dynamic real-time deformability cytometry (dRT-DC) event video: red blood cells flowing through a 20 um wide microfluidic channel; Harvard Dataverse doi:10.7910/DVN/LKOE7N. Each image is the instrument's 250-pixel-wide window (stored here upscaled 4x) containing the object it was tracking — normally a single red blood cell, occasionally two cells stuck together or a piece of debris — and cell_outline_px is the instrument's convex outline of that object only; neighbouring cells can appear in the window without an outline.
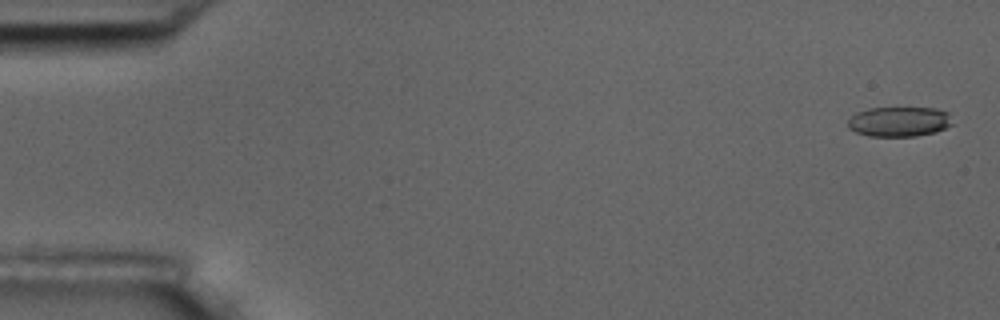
{"species": "common noctule bat (a hibernating species)", "species_latin": "Nyctalus noctula", "temperature_condition": "room temperature", "stored_images_in_passage": 9, "camera_frame_rate_fps": 3000, "um_per_image_px": 0.085, "animal": {"sex": "male", "body_mass_g": 17.5, "forearm_length_mm": 52.3}, "frame": {"image": 1, "passage_image": 1, "time_ms": 0.0, "image_size_px": [1000, 320], "cell_outline_px": [[956, 124], [936, 132], [916, 136], [868, 136], [856, 132], [848, 128], [848, 120], [856, 112], [868, 108], [936, 108], [948, 112]], "centroid_in_image_um": [76.48, 10.34], "position_along_channel_um": 8.5, "area_um2": 18.5}}
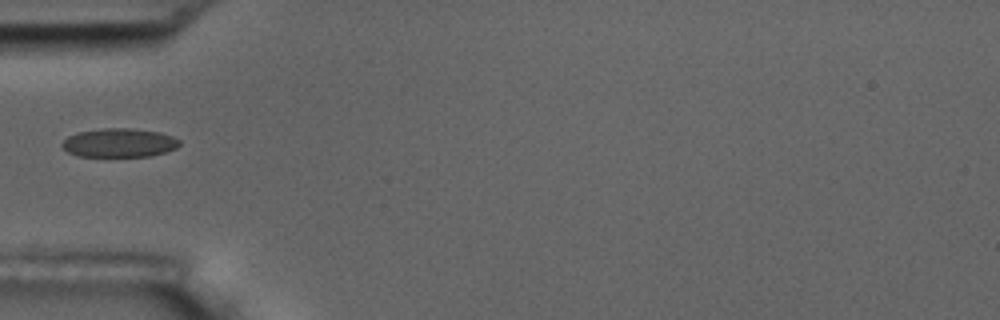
{"frame": {"image": 2, "passage_image": 6, "time_ms": 5.667, "image_size_px": [1000, 320], "cell_outline_px": [[180, 144], [176, 148], [152, 156], [76, 156], [68, 152], [60, 144], [68, 136], [76, 132], [100, 128], [128, 128], [160, 132], [172, 136], [180, 140]], "centroid_in_image_um": [10.11, 12.13], "position_along_channel_um": 74.9, "area_um2": 19.77}}
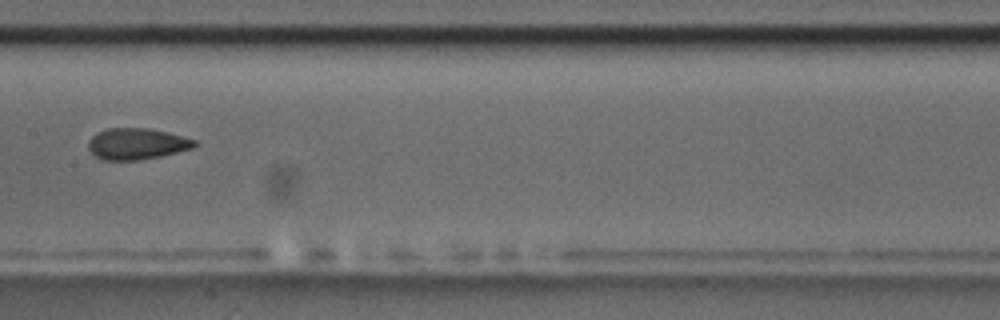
{"frame": {"image": 3, "passage_image": 9, "time_ms": 9.0, "image_size_px": [1000, 320], "cell_outline_px": [[200, 144], [192, 148], [160, 156], [136, 160], [100, 160], [88, 148], [88, 140], [96, 132], [108, 128], [148, 128], [168, 132], [196, 140]], "centroid_in_image_um": [11.62, 12.22], "position_along_channel_um": 195.8, "area_um2": 19.42}}